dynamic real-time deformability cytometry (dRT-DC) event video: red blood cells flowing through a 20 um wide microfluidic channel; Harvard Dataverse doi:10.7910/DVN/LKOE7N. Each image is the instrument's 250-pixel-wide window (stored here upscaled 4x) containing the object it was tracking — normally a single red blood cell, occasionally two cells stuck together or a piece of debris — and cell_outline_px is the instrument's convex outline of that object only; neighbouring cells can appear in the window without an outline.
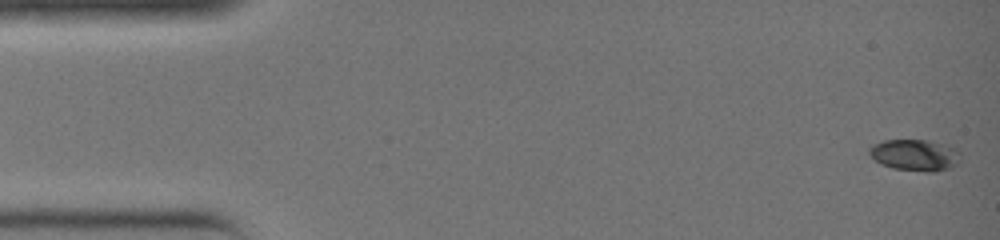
{"species": "common noctule bat (a hibernating species)", "species_latin": "Nyctalus noctula", "temperature_condition": "warm", "stored_images_in_passage": 36, "camera_frame_rate_fps": 3000, "um_per_image_px": 0.085, "animal": {"sex": "female", "body_mass_g": 19.0, "forearm_length_mm": 51.5}, "frame": {"image": 1, "passage_image": 1, "time_ms": 0.0, "image_size_px": [1000, 240], "cell_outline_px": [[960, 160], [956, 164], [948, 168], [932, 172], [928, 172], [892, 168], [880, 164], [868, 152], [868, 148], [884, 140], [928, 140], [956, 148], [960, 152]], "centroid_in_image_um": [77.78, 13.18], "position_along_channel_um": 7.2, "area_um2": 16.59}}
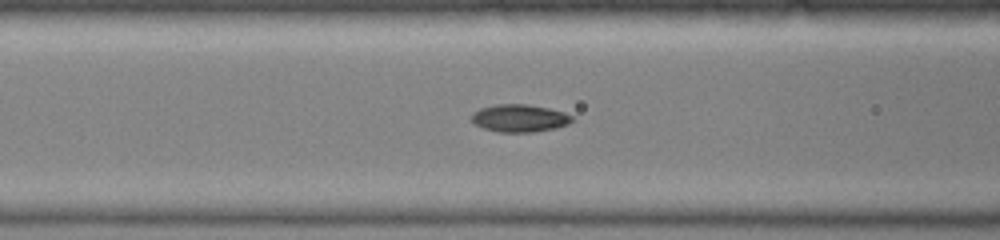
{"frame": {"image": 2, "passage_image": 15, "time_ms": 4.667, "image_size_px": [1000, 240], "cell_outline_px": [[576, 120], [568, 124], [556, 128], [532, 132], [500, 132], [484, 128], [476, 124], [472, 120], [472, 112], [480, 108], [496, 104], [528, 104], [548, 108], [564, 112], [572, 116]], "centroid_in_image_um": [44.19, 10.04], "position_along_channel_um": 122.4, "area_um2": 16.18}}
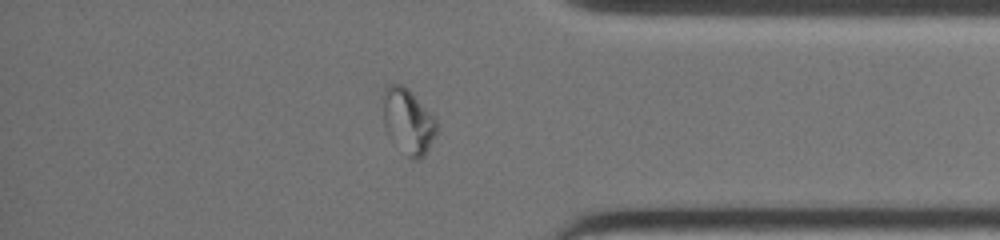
{"frame": {"image": 3, "passage_image": 31, "time_ms": 10.0, "image_size_px": [1000, 240], "cell_outline_px": [[436, 132], [424, 156], [416, 160], [412, 160], [388, 136], [384, 128], [380, 96], [384, 88], [388, 84], [400, 84], [408, 88], [436, 120]], "centroid_in_image_um": [34.6, 10.27], "position_along_channel_um": 400.6, "area_um2": 20.52}}